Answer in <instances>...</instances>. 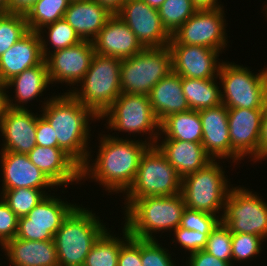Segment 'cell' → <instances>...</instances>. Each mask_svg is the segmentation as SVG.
<instances>
[{
  "instance_id": "ab89813d",
  "label": "cell",
  "mask_w": 267,
  "mask_h": 266,
  "mask_svg": "<svg viewBox=\"0 0 267 266\" xmlns=\"http://www.w3.org/2000/svg\"><path fill=\"white\" fill-rule=\"evenodd\" d=\"M158 242V240L141 239L142 266H177L169 249Z\"/></svg>"
},
{
  "instance_id": "5bb4252c",
  "label": "cell",
  "mask_w": 267,
  "mask_h": 266,
  "mask_svg": "<svg viewBox=\"0 0 267 266\" xmlns=\"http://www.w3.org/2000/svg\"><path fill=\"white\" fill-rule=\"evenodd\" d=\"M263 112L264 109H228V127L234 164H239L248 155L250 161L254 163L259 161V138Z\"/></svg>"
},
{
  "instance_id": "9a60e30c",
  "label": "cell",
  "mask_w": 267,
  "mask_h": 266,
  "mask_svg": "<svg viewBox=\"0 0 267 266\" xmlns=\"http://www.w3.org/2000/svg\"><path fill=\"white\" fill-rule=\"evenodd\" d=\"M117 15L144 48L169 45L171 35L163 26L158 9L150 7L143 0H127Z\"/></svg>"
},
{
  "instance_id": "d590c367",
  "label": "cell",
  "mask_w": 267,
  "mask_h": 266,
  "mask_svg": "<svg viewBox=\"0 0 267 266\" xmlns=\"http://www.w3.org/2000/svg\"><path fill=\"white\" fill-rule=\"evenodd\" d=\"M28 31L25 14L2 12L0 14V56Z\"/></svg>"
},
{
  "instance_id": "ffe728a7",
  "label": "cell",
  "mask_w": 267,
  "mask_h": 266,
  "mask_svg": "<svg viewBox=\"0 0 267 266\" xmlns=\"http://www.w3.org/2000/svg\"><path fill=\"white\" fill-rule=\"evenodd\" d=\"M92 43L96 54L119 59L130 58L144 48L117 14L107 20Z\"/></svg>"
},
{
  "instance_id": "60d3db41",
  "label": "cell",
  "mask_w": 267,
  "mask_h": 266,
  "mask_svg": "<svg viewBox=\"0 0 267 266\" xmlns=\"http://www.w3.org/2000/svg\"><path fill=\"white\" fill-rule=\"evenodd\" d=\"M175 239H172V243L179 244V248H184L188 254L204 250L208 236L210 234H202L199 231H191L182 227H178L173 230Z\"/></svg>"
},
{
  "instance_id": "e575fe53",
  "label": "cell",
  "mask_w": 267,
  "mask_h": 266,
  "mask_svg": "<svg viewBox=\"0 0 267 266\" xmlns=\"http://www.w3.org/2000/svg\"><path fill=\"white\" fill-rule=\"evenodd\" d=\"M47 194L49 193L46 190L16 188L2 190L0 196L16 216L20 218L27 216Z\"/></svg>"
},
{
  "instance_id": "f1b7e54d",
  "label": "cell",
  "mask_w": 267,
  "mask_h": 266,
  "mask_svg": "<svg viewBox=\"0 0 267 266\" xmlns=\"http://www.w3.org/2000/svg\"><path fill=\"white\" fill-rule=\"evenodd\" d=\"M202 122L199 111L188 110L169 115L160 123L161 140L202 142ZM162 136V137H161ZM163 136H165L163 138Z\"/></svg>"
},
{
  "instance_id": "ee69618b",
  "label": "cell",
  "mask_w": 267,
  "mask_h": 266,
  "mask_svg": "<svg viewBox=\"0 0 267 266\" xmlns=\"http://www.w3.org/2000/svg\"><path fill=\"white\" fill-rule=\"evenodd\" d=\"M49 122L39 114L36 126V145L43 147H57V138Z\"/></svg>"
},
{
  "instance_id": "52a82bcc",
  "label": "cell",
  "mask_w": 267,
  "mask_h": 266,
  "mask_svg": "<svg viewBox=\"0 0 267 266\" xmlns=\"http://www.w3.org/2000/svg\"><path fill=\"white\" fill-rule=\"evenodd\" d=\"M221 61L218 80L222 104L228 109H264L267 101V67L255 74L249 67Z\"/></svg>"
},
{
  "instance_id": "ac0fdd59",
  "label": "cell",
  "mask_w": 267,
  "mask_h": 266,
  "mask_svg": "<svg viewBox=\"0 0 267 266\" xmlns=\"http://www.w3.org/2000/svg\"><path fill=\"white\" fill-rule=\"evenodd\" d=\"M38 113L29 109L7 108L0 122L3 136L0 151L28 154L36 146Z\"/></svg>"
},
{
  "instance_id": "bcb514c9",
  "label": "cell",
  "mask_w": 267,
  "mask_h": 266,
  "mask_svg": "<svg viewBox=\"0 0 267 266\" xmlns=\"http://www.w3.org/2000/svg\"><path fill=\"white\" fill-rule=\"evenodd\" d=\"M267 159V101L264 106L262 116L261 131L259 138V160L260 162Z\"/></svg>"
},
{
  "instance_id": "681fc988",
  "label": "cell",
  "mask_w": 267,
  "mask_h": 266,
  "mask_svg": "<svg viewBox=\"0 0 267 266\" xmlns=\"http://www.w3.org/2000/svg\"><path fill=\"white\" fill-rule=\"evenodd\" d=\"M192 2L198 10L224 7L218 0H192Z\"/></svg>"
},
{
  "instance_id": "c3c4849f",
  "label": "cell",
  "mask_w": 267,
  "mask_h": 266,
  "mask_svg": "<svg viewBox=\"0 0 267 266\" xmlns=\"http://www.w3.org/2000/svg\"><path fill=\"white\" fill-rule=\"evenodd\" d=\"M110 13L117 14L127 0H95Z\"/></svg>"
},
{
  "instance_id": "db71d44e",
  "label": "cell",
  "mask_w": 267,
  "mask_h": 266,
  "mask_svg": "<svg viewBox=\"0 0 267 266\" xmlns=\"http://www.w3.org/2000/svg\"><path fill=\"white\" fill-rule=\"evenodd\" d=\"M267 1V0H266ZM265 8V9H264ZM263 11H265V17H267V4H266V6L265 7H263Z\"/></svg>"
},
{
  "instance_id": "836d02e7",
  "label": "cell",
  "mask_w": 267,
  "mask_h": 266,
  "mask_svg": "<svg viewBox=\"0 0 267 266\" xmlns=\"http://www.w3.org/2000/svg\"><path fill=\"white\" fill-rule=\"evenodd\" d=\"M197 10L192 0H165L158 12L163 26L172 35Z\"/></svg>"
},
{
  "instance_id": "f5cc1de1",
  "label": "cell",
  "mask_w": 267,
  "mask_h": 266,
  "mask_svg": "<svg viewBox=\"0 0 267 266\" xmlns=\"http://www.w3.org/2000/svg\"><path fill=\"white\" fill-rule=\"evenodd\" d=\"M0 9L3 12H8V0H0Z\"/></svg>"
},
{
  "instance_id": "7c38bea8",
  "label": "cell",
  "mask_w": 267,
  "mask_h": 266,
  "mask_svg": "<svg viewBox=\"0 0 267 266\" xmlns=\"http://www.w3.org/2000/svg\"><path fill=\"white\" fill-rule=\"evenodd\" d=\"M224 8L197 10L171 35L169 44L199 45L224 52L228 46Z\"/></svg>"
},
{
  "instance_id": "e0dca14e",
  "label": "cell",
  "mask_w": 267,
  "mask_h": 266,
  "mask_svg": "<svg viewBox=\"0 0 267 266\" xmlns=\"http://www.w3.org/2000/svg\"><path fill=\"white\" fill-rule=\"evenodd\" d=\"M168 47L175 74L191 79L218 78L222 64L218 61L220 51L199 45L169 44Z\"/></svg>"
},
{
  "instance_id": "44dd1931",
  "label": "cell",
  "mask_w": 267,
  "mask_h": 266,
  "mask_svg": "<svg viewBox=\"0 0 267 266\" xmlns=\"http://www.w3.org/2000/svg\"><path fill=\"white\" fill-rule=\"evenodd\" d=\"M202 122V145L206 153L220 161L232 160V147L228 127V108L224 104L199 110Z\"/></svg>"
},
{
  "instance_id": "6da1fadb",
  "label": "cell",
  "mask_w": 267,
  "mask_h": 266,
  "mask_svg": "<svg viewBox=\"0 0 267 266\" xmlns=\"http://www.w3.org/2000/svg\"><path fill=\"white\" fill-rule=\"evenodd\" d=\"M114 133L100 135L98 154L93 163L86 161L80 167V179L84 182L93 179L108 193L124 194L133 183L141 155L149 145L142 139H128Z\"/></svg>"
},
{
  "instance_id": "484cf974",
  "label": "cell",
  "mask_w": 267,
  "mask_h": 266,
  "mask_svg": "<svg viewBox=\"0 0 267 266\" xmlns=\"http://www.w3.org/2000/svg\"><path fill=\"white\" fill-rule=\"evenodd\" d=\"M112 15L95 0H71L63 19L82 40L92 41Z\"/></svg>"
},
{
  "instance_id": "b9f144b4",
  "label": "cell",
  "mask_w": 267,
  "mask_h": 266,
  "mask_svg": "<svg viewBox=\"0 0 267 266\" xmlns=\"http://www.w3.org/2000/svg\"><path fill=\"white\" fill-rule=\"evenodd\" d=\"M18 231V217L0 197V245L14 239Z\"/></svg>"
},
{
  "instance_id": "8992f818",
  "label": "cell",
  "mask_w": 267,
  "mask_h": 266,
  "mask_svg": "<svg viewBox=\"0 0 267 266\" xmlns=\"http://www.w3.org/2000/svg\"><path fill=\"white\" fill-rule=\"evenodd\" d=\"M182 177L156 146L141 155L133 183L123 194L126 210L136 199L145 196H171L181 193Z\"/></svg>"
},
{
  "instance_id": "cb8c5ba5",
  "label": "cell",
  "mask_w": 267,
  "mask_h": 266,
  "mask_svg": "<svg viewBox=\"0 0 267 266\" xmlns=\"http://www.w3.org/2000/svg\"><path fill=\"white\" fill-rule=\"evenodd\" d=\"M155 146L182 178L203 169L213 161L206 153L202 143L182 140L160 141V139H157Z\"/></svg>"
},
{
  "instance_id": "816d5d0a",
  "label": "cell",
  "mask_w": 267,
  "mask_h": 266,
  "mask_svg": "<svg viewBox=\"0 0 267 266\" xmlns=\"http://www.w3.org/2000/svg\"><path fill=\"white\" fill-rule=\"evenodd\" d=\"M146 2L150 7L159 9V7L163 4L165 0H143Z\"/></svg>"
},
{
  "instance_id": "d6986e66",
  "label": "cell",
  "mask_w": 267,
  "mask_h": 266,
  "mask_svg": "<svg viewBox=\"0 0 267 266\" xmlns=\"http://www.w3.org/2000/svg\"><path fill=\"white\" fill-rule=\"evenodd\" d=\"M0 156L1 176L3 175L1 190L55 188L56 185L30 161L28 154L0 151Z\"/></svg>"
},
{
  "instance_id": "d4e9b609",
  "label": "cell",
  "mask_w": 267,
  "mask_h": 266,
  "mask_svg": "<svg viewBox=\"0 0 267 266\" xmlns=\"http://www.w3.org/2000/svg\"><path fill=\"white\" fill-rule=\"evenodd\" d=\"M1 250L10 266H59L54 241H29L15 237Z\"/></svg>"
},
{
  "instance_id": "f6af8a7d",
  "label": "cell",
  "mask_w": 267,
  "mask_h": 266,
  "mask_svg": "<svg viewBox=\"0 0 267 266\" xmlns=\"http://www.w3.org/2000/svg\"><path fill=\"white\" fill-rule=\"evenodd\" d=\"M187 266H232L226 261L220 260L204 250L188 254Z\"/></svg>"
},
{
  "instance_id": "1f68e13d",
  "label": "cell",
  "mask_w": 267,
  "mask_h": 266,
  "mask_svg": "<svg viewBox=\"0 0 267 266\" xmlns=\"http://www.w3.org/2000/svg\"><path fill=\"white\" fill-rule=\"evenodd\" d=\"M38 33L41 39L44 58H46L51 52L76 45L82 41L72 26L64 19L57 20L54 23L44 26ZM51 49L53 50L51 51Z\"/></svg>"
},
{
  "instance_id": "3957f363",
  "label": "cell",
  "mask_w": 267,
  "mask_h": 266,
  "mask_svg": "<svg viewBox=\"0 0 267 266\" xmlns=\"http://www.w3.org/2000/svg\"><path fill=\"white\" fill-rule=\"evenodd\" d=\"M185 208L181 193L171 196H145L136 199L123 211L124 226L134 238L157 240L154 233L172 232L179 227Z\"/></svg>"
},
{
  "instance_id": "7bdbcfd3",
  "label": "cell",
  "mask_w": 267,
  "mask_h": 266,
  "mask_svg": "<svg viewBox=\"0 0 267 266\" xmlns=\"http://www.w3.org/2000/svg\"><path fill=\"white\" fill-rule=\"evenodd\" d=\"M117 266H142L141 239L131 236L121 247Z\"/></svg>"
},
{
  "instance_id": "4316f807",
  "label": "cell",
  "mask_w": 267,
  "mask_h": 266,
  "mask_svg": "<svg viewBox=\"0 0 267 266\" xmlns=\"http://www.w3.org/2000/svg\"><path fill=\"white\" fill-rule=\"evenodd\" d=\"M48 77V67L44 60L41 64L26 69L22 73L13 77L6 83L9 90L12 87L15 90L14 97L7 95V103L9 108L13 109H28L26 104L32 100H37V97L43 96V92L50 86ZM25 104V107H24Z\"/></svg>"
},
{
  "instance_id": "4fadbf2b",
  "label": "cell",
  "mask_w": 267,
  "mask_h": 266,
  "mask_svg": "<svg viewBox=\"0 0 267 266\" xmlns=\"http://www.w3.org/2000/svg\"><path fill=\"white\" fill-rule=\"evenodd\" d=\"M47 194L28 214L18 218L16 238L29 241H53L64 219L77 206L59 196Z\"/></svg>"
},
{
  "instance_id": "f546056e",
  "label": "cell",
  "mask_w": 267,
  "mask_h": 266,
  "mask_svg": "<svg viewBox=\"0 0 267 266\" xmlns=\"http://www.w3.org/2000/svg\"><path fill=\"white\" fill-rule=\"evenodd\" d=\"M218 78L191 79L182 77V90L190 109L199 111L220 105L221 92Z\"/></svg>"
},
{
  "instance_id": "2e32d148",
  "label": "cell",
  "mask_w": 267,
  "mask_h": 266,
  "mask_svg": "<svg viewBox=\"0 0 267 266\" xmlns=\"http://www.w3.org/2000/svg\"><path fill=\"white\" fill-rule=\"evenodd\" d=\"M94 54V45L90 40L51 52L45 58L51 85L64 82L70 87L78 85L88 71Z\"/></svg>"
},
{
  "instance_id": "83f0119b",
  "label": "cell",
  "mask_w": 267,
  "mask_h": 266,
  "mask_svg": "<svg viewBox=\"0 0 267 266\" xmlns=\"http://www.w3.org/2000/svg\"><path fill=\"white\" fill-rule=\"evenodd\" d=\"M152 111L161 123L169 115L190 110L182 90V77L171 72L149 94Z\"/></svg>"
},
{
  "instance_id": "9c48e42d",
  "label": "cell",
  "mask_w": 267,
  "mask_h": 266,
  "mask_svg": "<svg viewBox=\"0 0 267 266\" xmlns=\"http://www.w3.org/2000/svg\"><path fill=\"white\" fill-rule=\"evenodd\" d=\"M172 72L168 46L143 48L120 65L121 93L149 95L152 88Z\"/></svg>"
},
{
  "instance_id": "8fae6325",
  "label": "cell",
  "mask_w": 267,
  "mask_h": 266,
  "mask_svg": "<svg viewBox=\"0 0 267 266\" xmlns=\"http://www.w3.org/2000/svg\"><path fill=\"white\" fill-rule=\"evenodd\" d=\"M244 186L231 187L221 221L231 233H246L267 240V202Z\"/></svg>"
},
{
  "instance_id": "7a4b0ae2",
  "label": "cell",
  "mask_w": 267,
  "mask_h": 266,
  "mask_svg": "<svg viewBox=\"0 0 267 266\" xmlns=\"http://www.w3.org/2000/svg\"><path fill=\"white\" fill-rule=\"evenodd\" d=\"M46 99L41 101L43 102L42 111L39 112L54 129L57 147L68 154L80 167L86 161H92V148L88 145L92 136L89 122L96 119L99 121V117L67 91L62 95L59 93L58 96L56 94Z\"/></svg>"
},
{
  "instance_id": "277c9868",
  "label": "cell",
  "mask_w": 267,
  "mask_h": 266,
  "mask_svg": "<svg viewBox=\"0 0 267 266\" xmlns=\"http://www.w3.org/2000/svg\"><path fill=\"white\" fill-rule=\"evenodd\" d=\"M92 212L77 205L56 231L53 241L59 266H84L90 249L108 229Z\"/></svg>"
},
{
  "instance_id": "74e56055",
  "label": "cell",
  "mask_w": 267,
  "mask_h": 266,
  "mask_svg": "<svg viewBox=\"0 0 267 266\" xmlns=\"http://www.w3.org/2000/svg\"><path fill=\"white\" fill-rule=\"evenodd\" d=\"M265 240L257 235L246 233H232V266L238 262H244L257 257L263 248ZM256 255V256H255ZM238 261V262H237Z\"/></svg>"
},
{
  "instance_id": "d6a6232c",
  "label": "cell",
  "mask_w": 267,
  "mask_h": 266,
  "mask_svg": "<svg viewBox=\"0 0 267 266\" xmlns=\"http://www.w3.org/2000/svg\"><path fill=\"white\" fill-rule=\"evenodd\" d=\"M71 0H38L25 14L30 31L39 32L44 26L63 19Z\"/></svg>"
},
{
  "instance_id": "f35d334b",
  "label": "cell",
  "mask_w": 267,
  "mask_h": 266,
  "mask_svg": "<svg viewBox=\"0 0 267 266\" xmlns=\"http://www.w3.org/2000/svg\"><path fill=\"white\" fill-rule=\"evenodd\" d=\"M220 221L221 218L218 215L185 208L179 227L199 231L202 234H211Z\"/></svg>"
},
{
  "instance_id": "30bf717a",
  "label": "cell",
  "mask_w": 267,
  "mask_h": 266,
  "mask_svg": "<svg viewBox=\"0 0 267 266\" xmlns=\"http://www.w3.org/2000/svg\"><path fill=\"white\" fill-rule=\"evenodd\" d=\"M100 119L106 120L107 129L126 132L130 137L148 134L145 143L149 146H155L160 135V123L152 111L149 95L121 93Z\"/></svg>"
},
{
  "instance_id": "603a6c76",
  "label": "cell",
  "mask_w": 267,
  "mask_h": 266,
  "mask_svg": "<svg viewBox=\"0 0 267 266\" xmlns=\"http://www.w3.org/2000/svg\"><path fill=\"white\" fill-rule=\"evenodd\" d=\"M45 60L38 32L28 31L11 48L0 56V81L6 84L24 70Z\"/></svg>"
},
{
  "instance_id": "5b68a950",
  "label": "cell",
  "mask_w": 267,
  "mask_h": 266,
  "mask_svg": "<svg viewBox=\"0 0 267 266\" xmlns=\"http://www.w3.org/2000/svg\"><path fill=\"white\" fill-rule=\"evenodd\" d=\"M121 62L122 59L95 53L88 71L77 85L80 88L72 87L68 93L100 117L121 94Z\"/></svg>"
},
{
  "instance_id": "8d00e7d4",
  "label": "cell",
  "mask_w": 267,
  "mask_h": 266,
  "mask_svg": "<svg viewBox=\"0 0 267 266\" xmlns=\"http://www.w3.org/2000/svg\"><path fill=\"white\" fill-rule=\"evenodd\" d=\"M204 251L232 265V233L222 221L208 236Z\"/></svg>"
},
{
  "instance_id": "f907efd6",
  "label": "cell",
  "mask_w": 267,
  "mask_h": 266,
  "mask_svg": "<svg viewBox=\"0 0 267 266\" xmlns=\"http://www.w3.org/2000/svg\"><path fill=\"white\" fill-rule=\"evenodd\" d=\"M6 84L0 82V122L8 108L7 95L9 94ZM8 93V94H7Z\"/></svg>"
},
{
  "instance_id": "4dcf8cb0",
  "label": "cell",
  "mask_w": 267,
  "mask_h": 266,
  "mask_svg": "<svg viewBox=\"0 0 267 266\" xmlns=\"http://www.w3.org/2000/svg\"><path fill=\"white\" fill-rule=\"evenodd\" d=\"M106 230L96 241L88 253L84 266H117L121 247L130 239L128 229L122 228L123 237H116Z\"/></svg>"
},
{
  "instance_id": "7dc6e473",
  "label": "cell",
  "mask_w": 267,
  "mask_h": 266,
  "mask_svg": "<svg viewBox=\"0 0 267 266\" xmlns=\"http://www.w3.org/2000/svg\"><path fill=\"white\" fill-rule=\"evenodd\" d=\"M38 0H8V12L26 14Z\"/></svg>"
},
{
  "instance_id": "7402d4cb",
  "label": "cell",
  "mask_w": 267,
  "mask_h": 266,
  "mask_svg": "<svg viewBox=\"0 0 267 266\" xmlns=\"http://www.w3.org/2000/svg\"><path fill=\"white\" fill-rule=\"evenodd\" d=\"M30 161L60 188L81 183L80 166L59 147L36 145L29 153ZM64 185V186H63Z\"/></svg>"
},
{
  "instance_id": "ba28073f",
  "label": "cell",
  "mask_w": 267,
  "mask_h": 266,
  "mask_svg": "<svg viewBox=\"0 0 267 266\" xmlns=\"http://www.w3.org/2000/svg\"><path fill=\"white\" fill-rule=\"evenodd\" d=\"M217 161L213 160L203 169L184 176L181 195L186 208L218 214L222 218L225 201L232 186L224 174L223 166H220L221 162Z\"/></svg>"
}]
</instances>
